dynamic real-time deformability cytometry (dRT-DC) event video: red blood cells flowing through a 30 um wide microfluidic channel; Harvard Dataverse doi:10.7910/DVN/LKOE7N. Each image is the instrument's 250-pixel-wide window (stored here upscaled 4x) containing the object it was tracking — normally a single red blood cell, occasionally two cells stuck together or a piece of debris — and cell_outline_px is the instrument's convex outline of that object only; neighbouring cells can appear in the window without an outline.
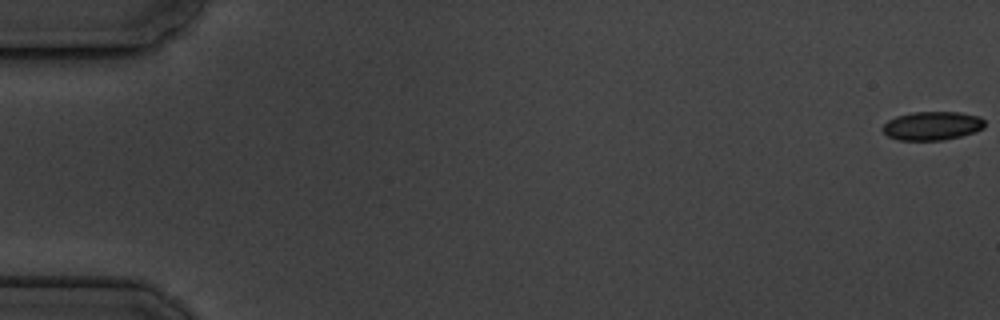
{"species": "common noctule bat (a hibernating species)", "species_latin": "Nyctalus noctula", "temperature_condition": "cold", "stored_images_in_passage": 7, "camera_frame_rate_fps": 3000, "um_per_image_px": 0.085, "animal": {"sex": "male", "body_mass_g": 19.5, "forearm_length_mm": 54.6}, "frame": {"image": 1, "passage_image": 1, "time_ms": 0.0, "image_size_px": [1000, 320], "cell_outline_px": [[984, 128], [976, 132], [944, 140], [900, 140], [888, 136], [880, 128], [888, 120], [896, 116], [912, 112], [960, 112], [980, 116], [984, 120]], "centroid_in_image_um": [79.24, 10.69], "position_along_channel_um": 5.8, "area_um2": 17.17}}
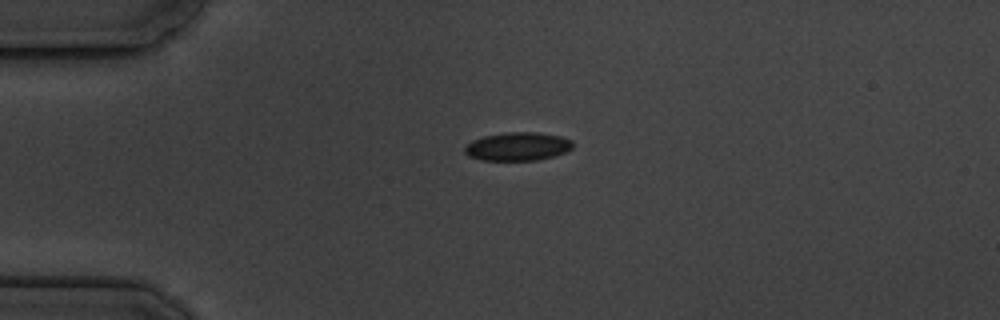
{"frame": {"image": 2, "passage_image": 5, "time_ms": 4.667, "image_size_px": [1000, 320], "cell_outline_px": [[572, 148], [564, 152], [552, 156], [536, 160], [480, 160], [468, 156], [464, 152], [464, 148], [472, 140], [484, 136], [508, 132], [536, 132], [560, 136], [572, 140]], "centroid_in_image_um": [43.97, 12.45], "position_along_channel_um": 41.0, "area_um2": 17.74}}